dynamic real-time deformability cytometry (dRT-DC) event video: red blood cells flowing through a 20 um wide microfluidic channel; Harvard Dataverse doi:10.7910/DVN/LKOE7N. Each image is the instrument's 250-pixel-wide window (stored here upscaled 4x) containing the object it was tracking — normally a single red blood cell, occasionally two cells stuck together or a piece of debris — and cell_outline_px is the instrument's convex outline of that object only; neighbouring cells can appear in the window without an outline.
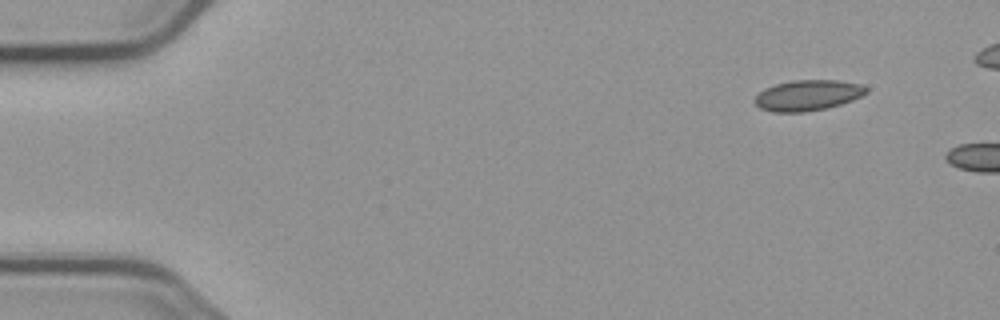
{"species": "common noctule bat (a hibernating species)", "species_latin": "Nyctalus noctula", "temperature_condition": "cold", "stored_images_in_passage": 2, "camera_frame_rate_fps": 3000, "um_per_image_px": 0.085, "animal": {"sex": "male", "body_mass_g": 23.1, "forearm_length_mm": 52.7}, "frame": {"image": 1, "passage_image": 1, "time_ms": 0.0, "image_size_px": [1000, 320], "cell_outline_px": [[868, 92], [864, 96], [828, 108], [804, 112], [772, 112], [760, 108], [756, 104], [756, 96], [764, 88], [776, 84], [792, 80], [836, 80], [860, 84], [868, 88]], "centroid_in_image_um": [68.69, 8.1], "position_along_channel_um": 16.3, "area_um2": 19.94}}